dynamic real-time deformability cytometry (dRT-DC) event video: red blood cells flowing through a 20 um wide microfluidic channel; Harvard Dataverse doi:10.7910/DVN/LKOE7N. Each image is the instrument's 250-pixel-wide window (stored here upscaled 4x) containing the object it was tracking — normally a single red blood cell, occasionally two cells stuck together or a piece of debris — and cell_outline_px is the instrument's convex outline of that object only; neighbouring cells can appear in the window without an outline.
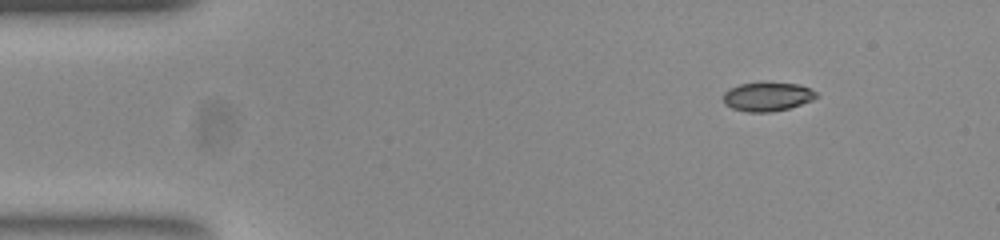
{"species": "common noctule bat (a hibernating species)", "species_latin": "Nyctalus noctula", "temperature_condition": "room temperature", "stored_images_in_passage": 47, "camera_frame_rate_fps": 3000, "um_per_image_px": 0.085, "animal": {"sex": "female", "body_mass_g": 23.0, "forearm_length_mm": 53.4}, "frame": {"image": 1, "passage_image": 1, "time_ms": 0.0, "image_size_px": [1000, 240], "cell_outline_px": [[820, 96], [812, 100], [788, 108], [772, 112], [748, 112], [732, 108], [724, 104], [724, 92], [740, 84], [800, 84], [816, 92]], "centroid_in_image_um": [65.24, 8.24], "position_along_channel_um": 19.8, "area_um2": 15.2}}
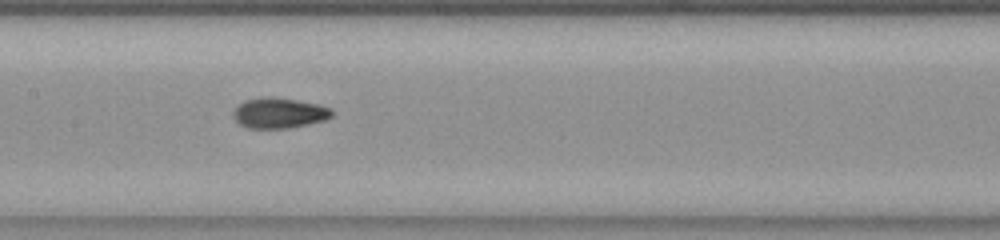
{"frame": {"image": 2, "passage_image": 20, "time_ms": 6.333, "image_size_px": [1000, 240], "cell_outline_px": [[332, 116], [324, 120], [288, 128], [248, 128], [240, 124], [236, 120], [232, 112], [244, 100], [264, 96], [272, 96], [296, 100], [316, 104], [332, 108]], "centroid_in_image_um": [23.71, 9.59], "position_along_channel_um": 183.7, "area_um2": 17.34}}
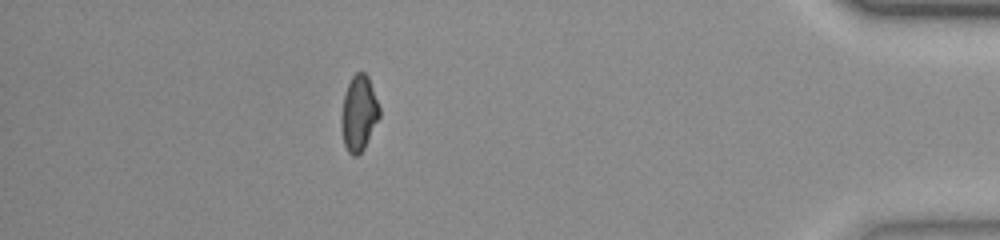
{"frame": {"image": 3, "passage_image": 41, "time_ms": 13.333, "image_size_px": [1000, 240], "cell_outline_px": [[380, 116], [364, 148], [356, 156], [352, 156], [348, 152], [344, 144], [340, 124], [340, 116], [344, 96], [348, 84], [352, 76], [356, 72], [364, 72], [368, 76], [380, 108]], "centroid_in_image_um": [30.49, 9.63], "position_along_channel_um": 404.7, "area_um2": 16.76}, "authors_computed_cell_mechanics": {"area_um2": 16.7042, "velocity_mm_per_s": 3.8953, "shape_relaxation_time_tau1_ms": 4.8203, "shape_relaxation_time_tau2_ms": 1.6647, "deformation_change_tau1": 0.16, "deformation_change_tau2": 0.0709}}